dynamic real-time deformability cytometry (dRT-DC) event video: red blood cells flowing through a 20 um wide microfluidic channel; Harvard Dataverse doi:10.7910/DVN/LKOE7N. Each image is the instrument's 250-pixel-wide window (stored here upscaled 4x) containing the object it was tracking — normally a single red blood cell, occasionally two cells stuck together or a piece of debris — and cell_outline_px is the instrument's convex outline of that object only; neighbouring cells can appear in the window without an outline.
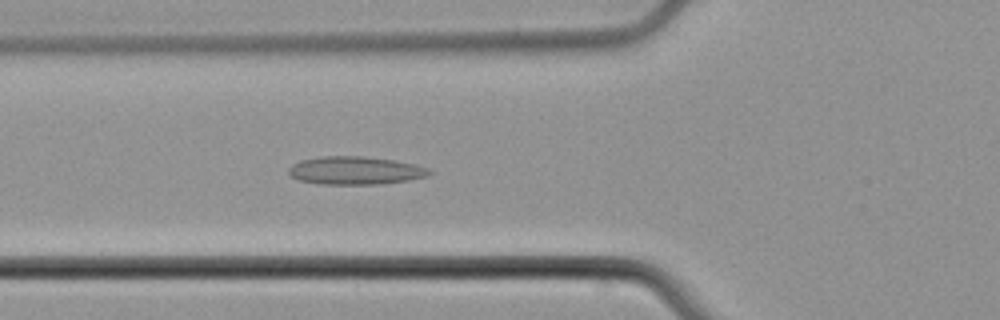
{"species": "common noctule bat (a hibernating species)", "species_latin": "Nyctalus noctula", "temperature_condition": "cold", "stored_images_in_passage": 45, "camera_frame_rate_fps": 3000, "um_per_image_px": 0.085, "animal": {"sex": "male", "body_mass_g": 21.5, "forearm_length_mm": 52.0}, "frame": {"image": 1, "passage_image": 19, "time_ms": 6.0, "image_size_px": [1000, 320], "cell_outline_px": [[432, 172], [428, 176], [408, 180], [380, 184], [320, 184], [300, 180], [292, 176], [288, 172], [288, 168], [292, 164], [300, 160], [324, 156], [360, 156], [392, 160], [416, 164], [428, 168]], "centroid_in_image_um": [30.2, 14.49], "position_along_channel_um": 95.6, "area_um2": 22.89}}
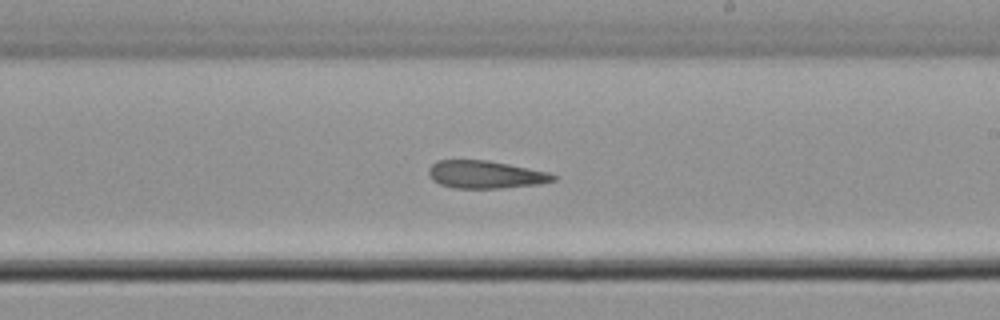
{"frame": {"image": 2, "passage_image": 30, "time_ms": 9.667, "image_size_px": [1000, 320], "cell_outline_px": [[556, 180], [540, 184], [500, 188], [452, 188], [440, 184], [432, 180], [428, 172], [428, 168], [436, 160], [488, 160], [548, 172], [556, 176]], "centroid_in_image_um": [41.24, 14.84], "position_along_channel_um": 247.8, "area_um2": 20.11}}
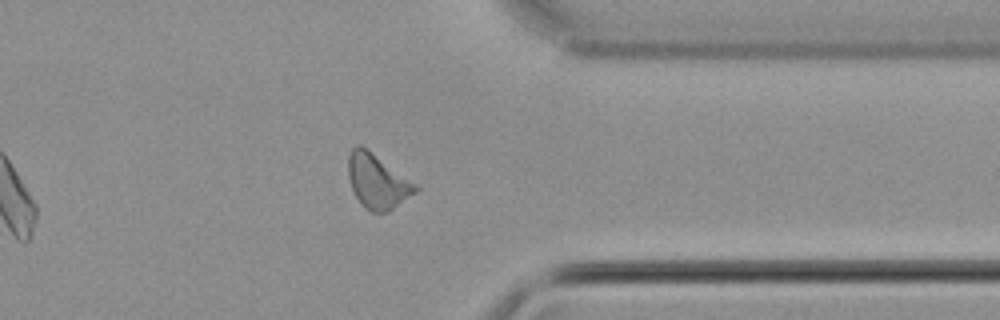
{"frame": {"image": 3, "passage_image": 40, "time_ms": 13.0, "image_size_px": [1000, 320], "cell_outline_px": [[420, 188], [416, 192], [388, 212], [372, 212], [364, 208], [360, 204], [352, 188], [348, 176], [348, 156], [352, 148], [356, 144], [360, 144], [416, 184]], "centroid_in_image_um": [32.05, 15.42], "position_along_channel_um": 379.3, "area_um2": 21.04}}